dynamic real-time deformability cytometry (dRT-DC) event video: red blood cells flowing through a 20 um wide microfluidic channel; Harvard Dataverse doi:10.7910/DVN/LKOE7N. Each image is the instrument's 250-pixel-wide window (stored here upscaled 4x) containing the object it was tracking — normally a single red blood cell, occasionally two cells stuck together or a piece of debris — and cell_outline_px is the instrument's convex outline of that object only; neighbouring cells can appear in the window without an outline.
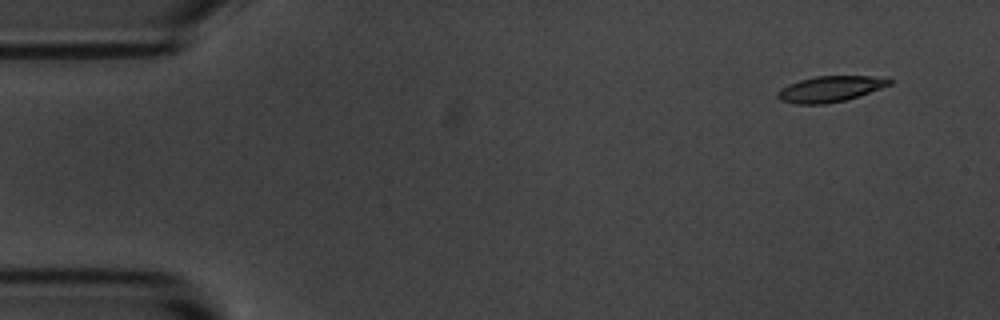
{"species": "common noctule bat (a hibernating species)", "species_latin": "Nyctalus noctula", "temperature_condition": "room temperature", "stored_images_in_passage": 5, "camera_frame_rate_fps": 3000, "um_per_image_px": 0.085, "animal": {"sex": "male", "body_mass_g": 20.1, "forearm_length_mm": 53.5}, "frame": {"image": 1, "passage_image": 1, "time_ms": 0.0, "image_size_px": [1000, 320], "cell_outline_px": [[892, 84], [844, 100], [824, 104], [796, 104], [780, 100], [776, 96], [776, 92], [780, 88], [788, 84], [800, 80], [816, 76], [872, 76], [892, 80]], "centroid_in_image_um": [70.49, 7.56], "position_along_channel_um": 14.5, "area_um2": 16.59}}
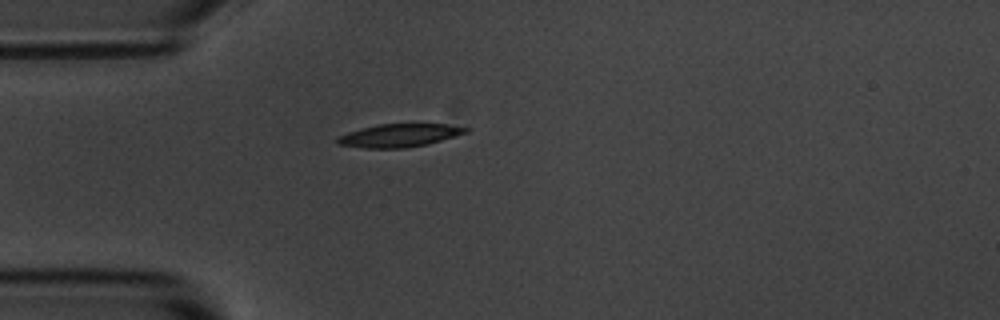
{"frame": {"image": 2, "passage_image": 4, "time_ms": 3.667, "image_size_px": [1000, 320], "cell_outline_px": [[472, 128], [468, 132], [428, 144], [404, 148], [364, 148], [336, 144], [336, 136], [360, 128], [376, 124], [412, 120], [444, 124]], "centroid_in_image_um": [33.96, 11.45], "position_along_channel_um": 51.0, "area_um2": 18.38}}